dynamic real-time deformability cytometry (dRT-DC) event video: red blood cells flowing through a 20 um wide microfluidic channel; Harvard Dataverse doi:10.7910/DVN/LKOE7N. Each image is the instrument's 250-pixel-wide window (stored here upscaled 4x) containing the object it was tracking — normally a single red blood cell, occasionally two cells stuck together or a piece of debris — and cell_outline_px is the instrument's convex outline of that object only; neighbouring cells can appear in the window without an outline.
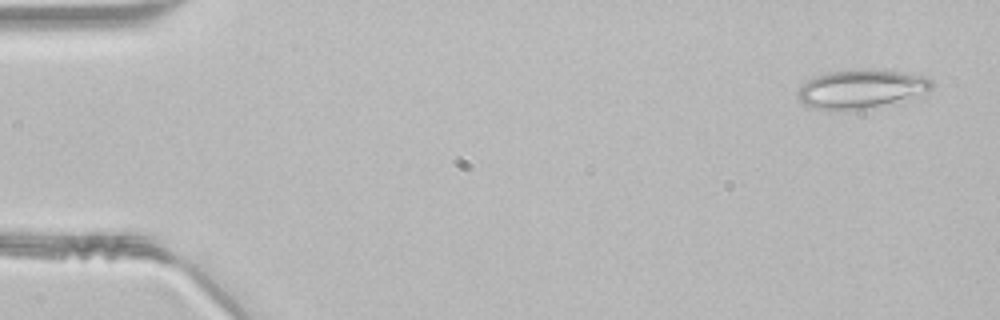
{"species": "common noctule bat (a hibernating species)", "species_latin": "Nyctalus noctula", "temperature_condition": "room temperature", "stored_images_in_passage": 46, "segment_of_instrument_passage": [1, 2], "camera_frame_rate_fps": 3000, "um_per_image_px": 0.085, "animal": {"sex": "male", "body_mass_g": 21.5, "forearm_length_mm": 52.0}, "frame": {"image": 1, "passage_image": 1, "time_ms": 0.0, "image_size_px": [1000, 320], "cell_outline_px": [[932, 88], [924, 96], [864, 108], [816, 108], [804, 104], [800, 100], [800, 88], [808, 80], [816, 76], [832, 72], [900, 72], [920, 76], [932, 80]], "centroid_in_image_um": [73.29, 7.59], "position_along_channel_um": 11.7, "area_um2": 28.38}}
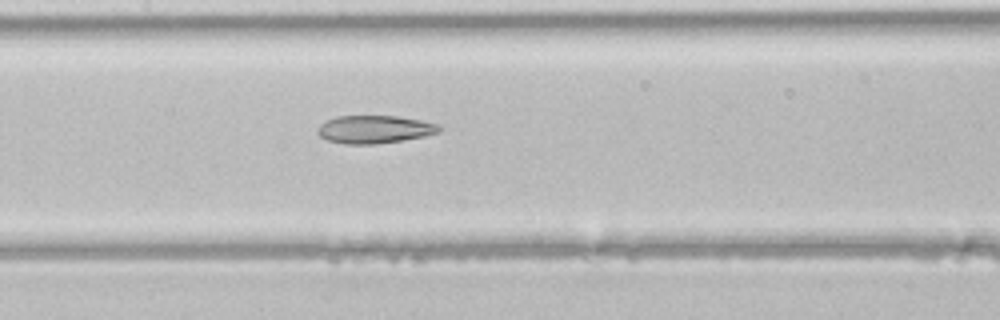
{"frame": {"image": 2, "passage_image": 21, "time_ms": 6.667, "image_size_px": [1000, 320], "cell_outline_px": [[440, 132], [424, 136], [376, 144], [344, 144], [328, 140], [320, 136], [316, 132], [316, 128], [324, 120], [336, 116], [400, 116], [420, 120], [436, 124], [440, 128]], "centroid_in_image_um": [31.76, 10.99], "position_along_channel_um": 175.6, "area_um2": 19.77}}
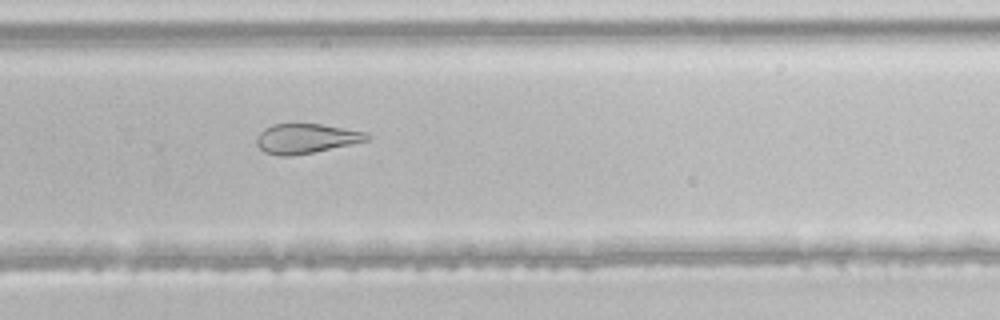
{"frame": {"image": 3, "passage_image": 30, "time_ms": 9.667, "image_size_px": [1000, 320], "cell_outline_px": [[372, 136], [368, 140], [312, 152], [292, 156], [280, 156], [264, 152], [256, 144], [256, 140], [260, 132], [264, 128], [272, 124], [320, 124], [368, 132]], "centroid_in_image_um": [26.0, 11.77], "position_along_channel_um": 303.8, "area_um2": 18.96}}